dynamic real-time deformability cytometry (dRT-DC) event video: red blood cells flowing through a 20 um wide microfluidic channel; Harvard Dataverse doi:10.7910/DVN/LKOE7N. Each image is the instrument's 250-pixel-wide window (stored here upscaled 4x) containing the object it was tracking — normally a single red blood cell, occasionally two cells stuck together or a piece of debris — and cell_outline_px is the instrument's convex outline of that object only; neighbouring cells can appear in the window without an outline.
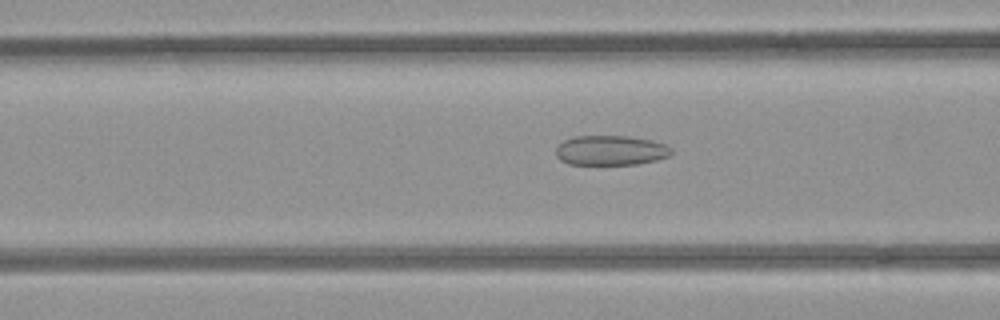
{"species": "common noctule bat (a hibernating species)", "species_latin": "Nyctalus noctula", "temperature_condition": "room temperature", "stored_images_in_passage": 53, "camera_frame_rate_fps": 3000, "um_per_image_px": 0.085, "animal": {"sex": "female", "body_mass_g": 21.9}, "frame": {"image": 1, "passage_image": 21, "time_ms": 6.667, "image_size_px": [1000, 320], "cell_outline_px": [[672, 152], [668, 156], [656, 160], [636, 164], [568, 164], [560, 160], [556, 156], [556, 148], [564, 140], [572, 136], [628, 136], [652, 140], [664, 144], [672, 148]], "centroid_in_image_um": [51.89, 12.77], "position_along_channel_um": 114.7, "area_um2": 20.06}}
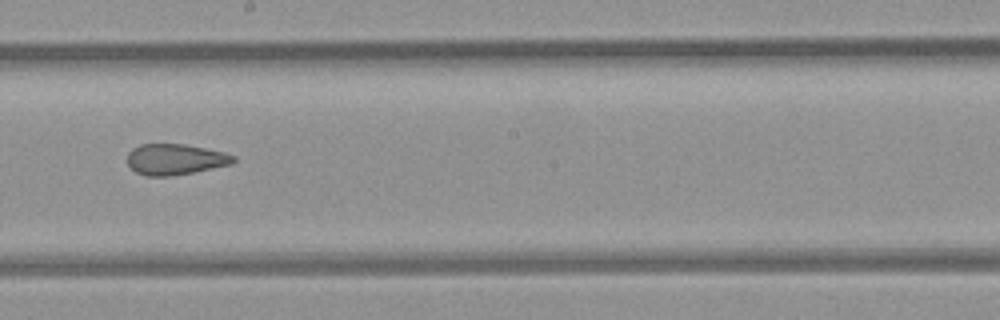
{"frame": {"image": 2, "passage_image": 30, "time_ms": 9.667, "image_size_px": [1000, 320], "cell_outline_px": [[236, 160], [232, 164], [172, 176], [144, 176], [136, 172], [128, 164], [128, 152], [132, 148], [140, 144], [184, 144], [224, 152], [236, 156]], "centroid_in_image_um": [14.89, 13.54], "position_along_channel_um": 233.3, "area_um2": 19.07}}
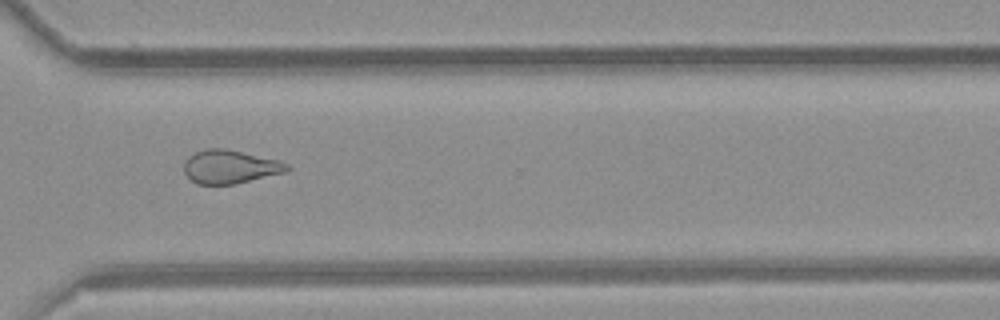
{"frame": {"image": 3, "passage_image": 39, "time_ms": 12.667, "image_size_px": [1000, 320], "cell_outline_px": [[292, 168], [284, 172], [236, 184], [196, 184], [184, 172], [184, 160], [188, 156], [204, 148], [224, 148], [280, 160], [288, 164]], "centroid_in_image_um": [19.55, 14.17], "position_along_channel_um": 351.1, "area_um2": 20.17}, "authors_computed_cell_mechanics": {"area_um2": 21.7328, "velocity_mm_per_s": 3.9448, "shape_relaxation_time_tau1_ms": null, "shape_relaxation_time_tau2_ms": 2.2003, "deformation_change_tau1": null, "deformation_change_tau2": 0.1034}}